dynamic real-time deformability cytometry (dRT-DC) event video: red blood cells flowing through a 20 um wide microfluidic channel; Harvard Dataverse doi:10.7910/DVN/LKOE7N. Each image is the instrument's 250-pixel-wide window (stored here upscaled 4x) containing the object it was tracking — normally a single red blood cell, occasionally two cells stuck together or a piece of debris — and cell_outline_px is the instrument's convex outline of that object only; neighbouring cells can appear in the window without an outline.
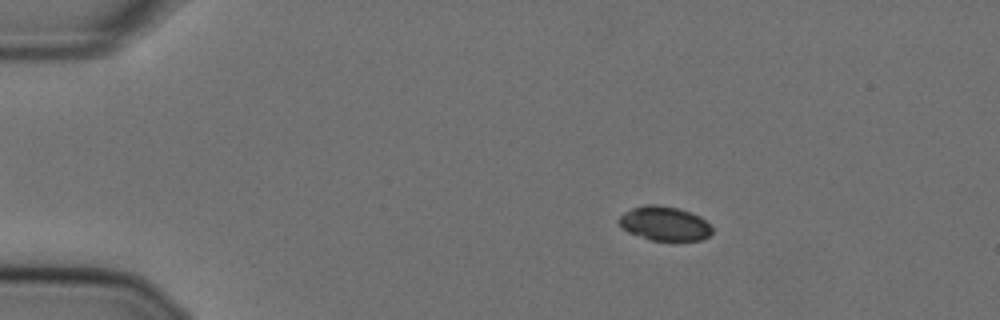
{"species": "Egyptian fruit bat (a non-hibernating species)", "species_latin": "Rousettus aegyptiacus", "temperature_condition": "cold", "stored_images_in_passage": 56, "camera_frame_rate_fps": 3000, "um_per_image_px": 0.085, "animal": {"sex": "female"}, "frame": {"image": 1, "passage_image": 10, "time_ms": 3.0, "image_size_px": [1000, 320], "cell_outline_px": [[712, 232], [708, 236], [700, 240], [648, 240], [628, 232], [616, 220], [624, 212], [632, 208], [644, 204], [656, 204], [676, 208], [700, 216], [712, 228]], "centroid_in_image_um": [56.44, 19.0], "position_along_channel_um": 28.6, "area_um2": 18.44}}
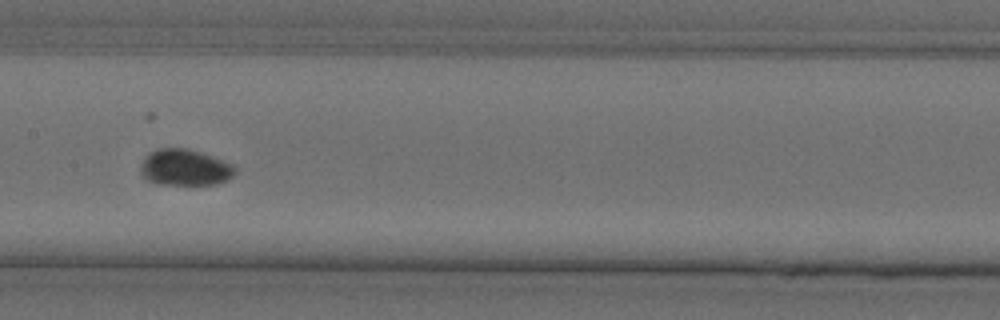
{"frame": {"image": 2, "passage_image": 29, "time_ms": 9.333, "image_size_px": [1000, 320], "cell_outline_px": [[236, 172], [228, 180], [216, 184], [156, 184], [148, 180], [140, 172], [140, 164], [144, 156], [148, 152], [156, 148], [188, 148], [200, 152], [232, 164], [236, 168]], "centroid_in_image_um": [15.68, 14.23], "position_along_channel_um": 191.7, "area_um2": 20.11}}
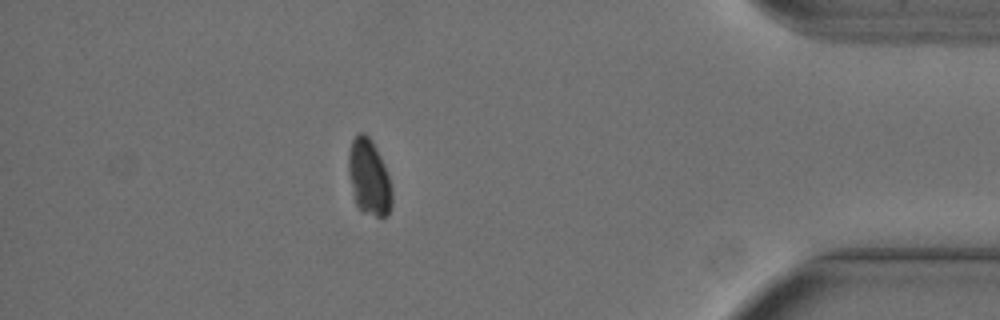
{"frame": {"image": 3, "passage_image": 50, "time_ms": 16.333, "image_size_px": [1000, 320], "cell_outline_px": [[392, 208], [388, 216], [376, 216], [360, 208], [356, 204], [348, 172], [348, 156], [352, 140], [360, 132], [364, 132], [372, 140], [384, 164], [392, 188]], "centroid_in_image_um": [31.38, 15.06], "position_along_channel_um": 403.8, "area_um2": 19.02}, "authors_computed_cell_mechanics": {"area_um2": 19.3919, "velocity_mm_per_s": 3.6039, "shape_relaxation_time_tau1_ms": 2.1801, "shape_relaxation_time_tau2_ms": 1.2041, "deformation_change_tau1": 0.0471, "deformation_change_tau2": 0.0313}}